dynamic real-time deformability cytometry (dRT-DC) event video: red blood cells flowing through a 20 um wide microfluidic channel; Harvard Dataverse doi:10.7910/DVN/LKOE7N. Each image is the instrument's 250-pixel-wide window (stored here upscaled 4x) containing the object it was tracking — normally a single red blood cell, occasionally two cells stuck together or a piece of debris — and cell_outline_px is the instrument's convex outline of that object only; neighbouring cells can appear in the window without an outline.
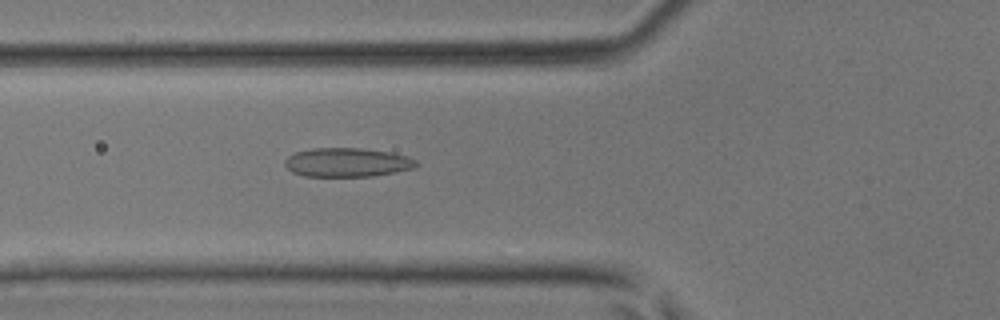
{"species": "common noctule bat (a hibernating species)", "species_latin": "Nyctalus noctula", "temperature_condition": "room temperature", "stored_images_in_passage": 45, "camera_frame_rate_fps": 3000, "um_per_image_px": 0.085, "animal": {"sex": "male", "body_mass_g": 17.9, "forearm_length_mm": 54.2}, "frame": {"image": 1, "passage_image": 17, "time_ms": 5.333, "image_size_px": [1000, 320], "cell_outline_px": [[420, 164], [412, 168], [396, 172], [372, 176], [304, 176], [292, 172], [284, 164], [284, 160], [288, 156], [296, 152], [312, 148], [364, 148], [392, 152], [408, 156], [416, 160]], "centroid_in_image_um": [29.53, 13.79], "position_along_channel_um": 96.3, "area_um2": 22.31}}
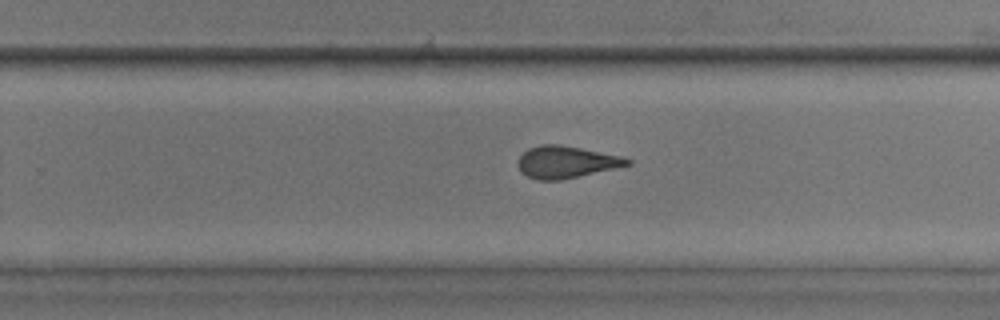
{"frame": {"image": 2, "passage_image": 29, "time_ms": 9.333, "image_size_px": [1000, 320], "cell_outline_px": [[632, 164], [560, 180], [540, 180], [528, 176], [520, 172], [520, 156], [528, 148], [540, 144], [560, 144], [620, 156], [632, 160]], "centroid_in_image_um": [48.11, 13.76], "position_along_channel_um": 281.7, "area_um2": 20.0}}
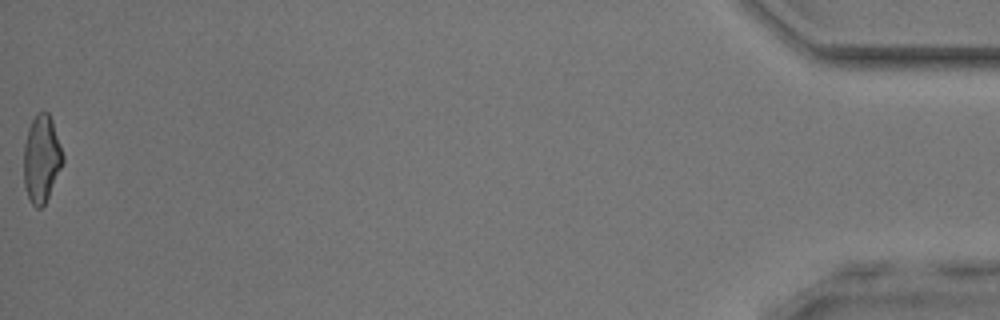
{"frame": {"image": 3, "passage_image": 45, "time_ms": 14.667, "image_size_px": [1000, 320], "cell_outline_px": [[64, 160], [48, 196], [44, 204], [40, 208], [36, 208], [32, 204], [28, 196], [24, 184], [24, 144], [28, 128], [36, 112], [48, 112], [52, 120], [64, 156]], "centroid_in_image_um": [3.52, 13.47], "position_along_channel_um": 431.7, "area_um2": 19.65}}